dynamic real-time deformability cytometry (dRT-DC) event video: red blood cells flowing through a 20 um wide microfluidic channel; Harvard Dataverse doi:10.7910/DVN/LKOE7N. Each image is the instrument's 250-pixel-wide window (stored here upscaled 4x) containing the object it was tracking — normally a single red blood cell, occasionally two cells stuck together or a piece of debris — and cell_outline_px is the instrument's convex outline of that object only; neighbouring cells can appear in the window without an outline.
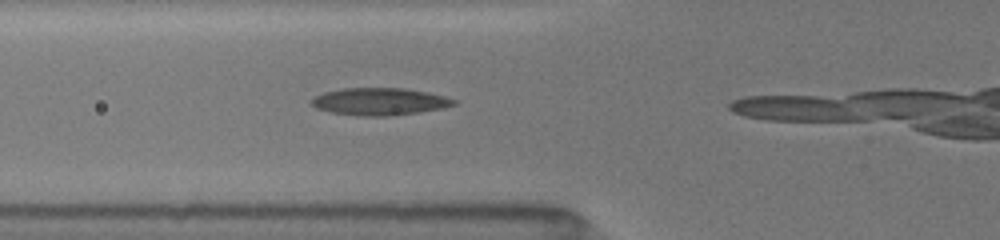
{"species": "common noctule bat (a hibernating species)", "species_latin": "Nyctalus noctula", "temperature_condition": "room temperature", "stored_images_in_passage": 4, "segment_of_instrument_passage": [1, 2], "camera_frame_rate_fps": 3000, "um_per_image_px": 0.085, "animal": {"sex": "female", "body_mass_g": 19.5, "forearm_length_mm": 54.1}, "frame": {"image": 1, "passage_image": 3, "time_ms": 1.333, "image_size_px": [1000, 240], "cell_outline_px": [[456, 104], [440, 108], [420, 112], [388, 116], [360, 116], [332, 112], [316, 108], [308, 104], [316, 96], [324, 92], [340, 88], [404, 88], [428, 92], [444, 96], [456, 100]], "centroid_in_image_um": [32.24, 8.63], "position_along_channel_um": 93.6, "area_um2": 22.6}}